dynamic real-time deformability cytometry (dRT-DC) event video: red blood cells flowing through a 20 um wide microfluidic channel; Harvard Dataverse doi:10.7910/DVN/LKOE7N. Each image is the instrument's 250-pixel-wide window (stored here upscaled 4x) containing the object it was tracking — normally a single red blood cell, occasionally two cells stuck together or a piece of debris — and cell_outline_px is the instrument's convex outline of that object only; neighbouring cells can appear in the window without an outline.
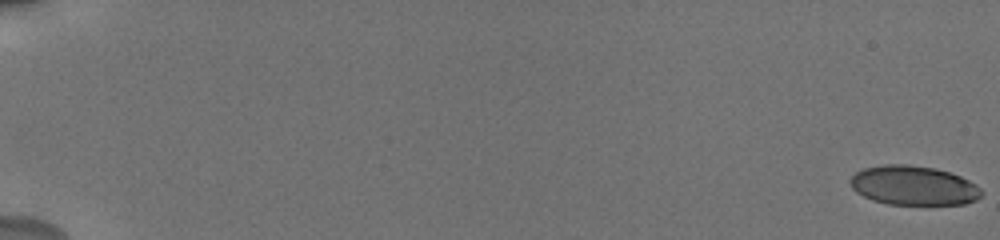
{"species": "human", "species_latin": "Homo sapiens", "temperature_condition": "cold", "stored_images_in_passage": 13, "camera_frame_rate_fps": 3000, "um_per_image_px": 0.085, "donor": {"sex": "male"}, "frame": {"image": 1, "passage_image": 1, "time_ms": 0.0, "image_size_px": [1000, 240], "cell_outline_px": [[984, 192], [976, 200], [964, 204], [888, 204], [872, 200], [856, 192], [852, 188], [848, 180], [856, 172], [864, 168], [884, 164], [908, 164], [932, 168], [948, 172], [960, 176], [976, 184]], "centroid_in_image_um": [77.63, 15.77], "position_along_channel_um": 7.4, "area_um2": 30.06}}
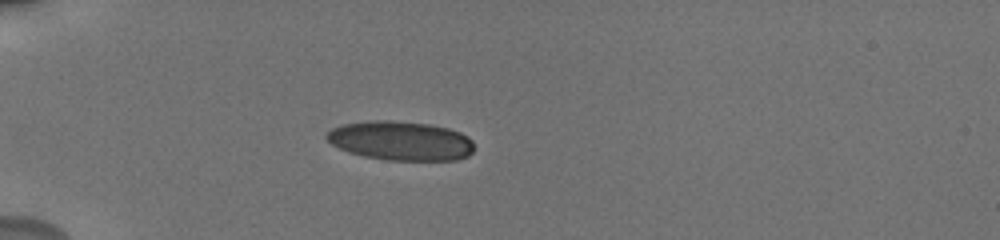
{"frame": {"image": 2, "passage_image": 10, "time_ms": 6.0, "image_size_px": [1000, 240], "cell_outline_px": [[476, 148], [468, 156], [456, 160], [384, 160], [364, 156], [348, 152], [332, 144], [324, 136], [332, 128], [344, 124], [372, 120], [392, 120], [428, 124], [448, 128], [460, 132], [468, 136], [472, 140]], "centroid_in_image_um": [34.09, 11.97], "position_along_channel_um": 50.9, "area_um2": 33.87}}
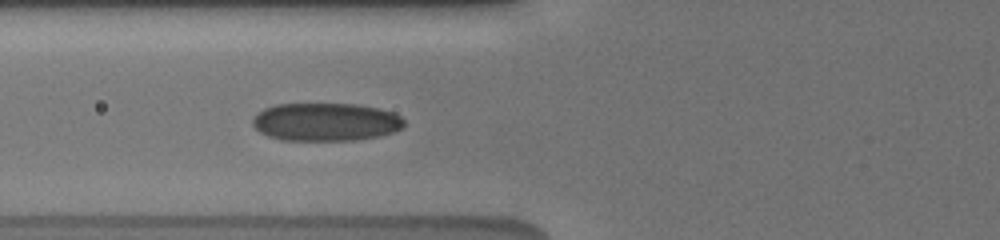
{"frame": {"image": 3, "passage_image": 13, "time_ms": 8.0, "image_size_px": [1000, 240], "cell_outline_px": [[404, 124], [400, 128], [392, 132], [380, 136], [356, 140], [280, 140], [268, 136], [260, 132], [252, 124], [252, 116], [256, 112], [264, 108], [276, 104], [360, 104], [380, 108], [392, 112], [400, 116], [404, 120]], "centroid_in_image_um": [27.65, 10.36], "position_along_channel_um": 98.1, "area_um2": 33.87}}